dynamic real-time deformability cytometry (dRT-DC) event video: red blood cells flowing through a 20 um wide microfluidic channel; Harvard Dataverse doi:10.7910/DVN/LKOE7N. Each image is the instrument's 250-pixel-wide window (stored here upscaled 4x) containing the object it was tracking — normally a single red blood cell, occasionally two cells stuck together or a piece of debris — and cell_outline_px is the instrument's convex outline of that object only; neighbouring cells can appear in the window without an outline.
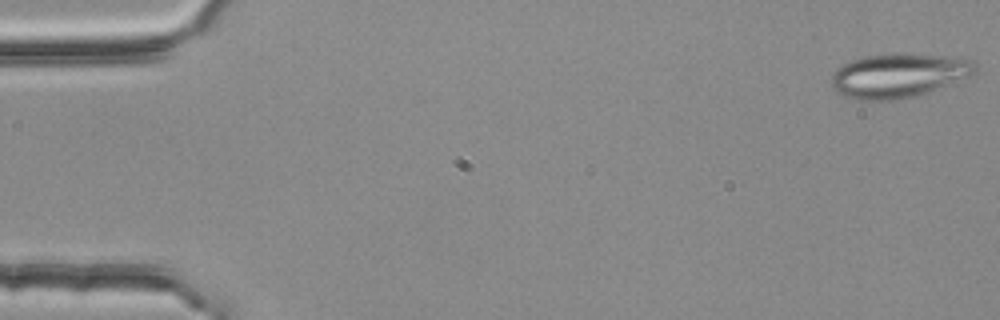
{"species": "common noctule bat (a hibernating species)", "species_latin": "Nyctalus noctula", "temperature_condition": "room temperature", "stored_images_in_passage": 54, "camera_frame_rate_fps": 3000, "um_per_image_px": 0.085, "animal": {"sex": "female", "body_mass_g": 25.1}, "frame": {"image": 1, "passage_image": 1, "time_ms": 0.0, "image_size_px": [1000, 320], "cell_outline_px": [[980, 72], [972, 76], [928, 92], [916, 96], [896, 100], [856, 100], [844, 96], [836, 92], [832, 88], [832, 72], [836, 68], [852, 60], [868, 56], [896, 52], [940, 56], [972, 60], [976, 64]], "centroid_in_image_um": [76.39, 6.42], "position_along_channel_um": 8.6, "area_um2": 37.34}}
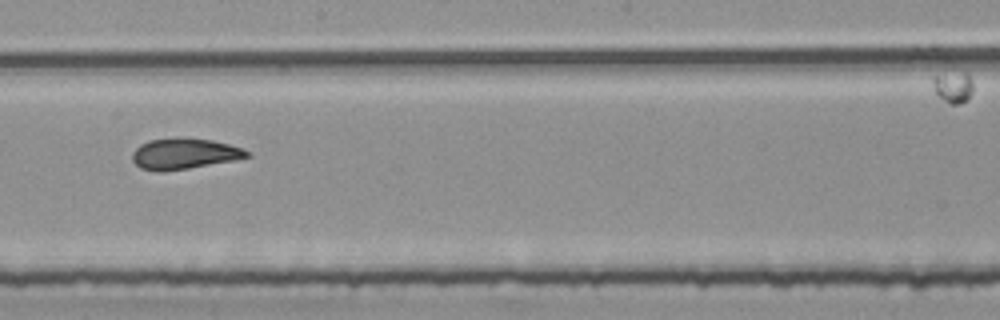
{"frame": {"image": 2, "passage_image": 30, "time_ms": 9.667, "image_size_px": [1000, 320], "cell_outline_px": [[252, 156], [236, 160], [164, 172], [160, 172], [140, 168], [132, 160], [132, 152], [140, 144], [148, 140], [176, 136], [188, 136], [212, 140], [244, 148]], "centroid_in_image_um": [15.65, 13.04], "position_along_channel_um": 232.5, "area_um2": 21.15}}
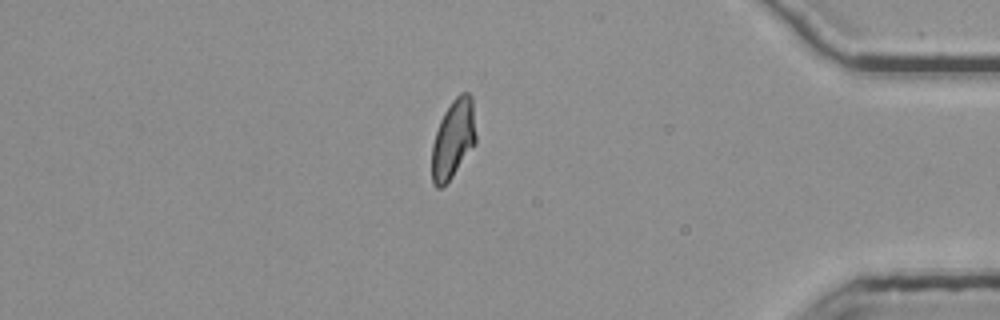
{"frame": {"image": 3, "passage_image": 46, "time_ms": 15.0, "image_size_px": [1000, 320], "cell_outline_px": [[476, 144], [452, 176], [440, 188], [436, 188], [432, 184], [432, 144], [440, 120], [444, 112], [452, 100], [460, 92], [468, 92], [472, 96], [476, 136]], "centroid_in_image_um": [38.53, 11.79], "position_along_channel_um": 396.7, "area_um2": 20.29}, "authors_computed_cell_mechanics": {"area_um2": 21.1548, "velocity_mm_per_s": 3.7748, "shape_relaxation_time_tau1_ms": 5.8109, "shape_relaxation_time_tau2_ms": 1.4547, "deformation_change_tau1": 0.1569, "deformation_change_tau2": 0.0625}}